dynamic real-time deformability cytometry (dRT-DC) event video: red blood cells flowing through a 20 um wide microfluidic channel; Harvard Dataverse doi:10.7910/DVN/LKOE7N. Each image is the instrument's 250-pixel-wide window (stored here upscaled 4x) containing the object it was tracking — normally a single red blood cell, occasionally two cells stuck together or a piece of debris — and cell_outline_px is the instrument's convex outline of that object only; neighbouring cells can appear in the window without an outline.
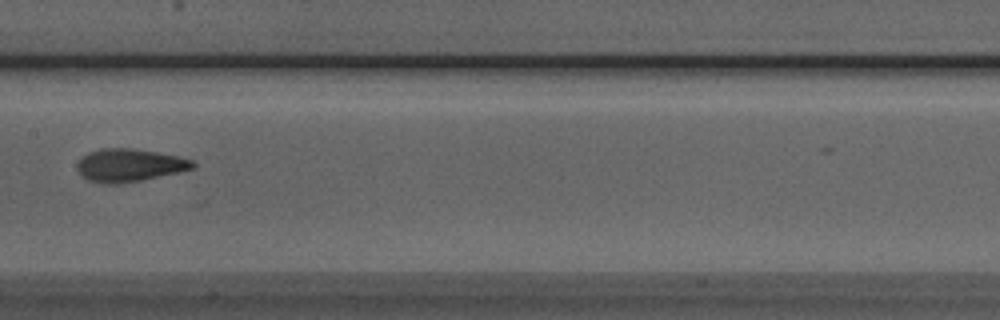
{"species": "Egyptian fruit bat (a non-hibernating species)", "species_latin": "Rousettus aegyptiacus", "temperature_condition": "room temperature", "stored_images_in_passage": 8, "camera_frame_rate_fps": 3000, "um_per_image_px": 0.085, "animal": {"sex": "male"}, "frame": {"image": 1, "passage_image": 7, "time_ms": 7.667, "image_size_px": [1000, 320], "cell_outline_px": [[196, 168], [180, 172], [120, 184], [104, 184], [88, 180], [76, 168], [76, 164], [88, 152], [100, 148], [132, 148], [180, 156], [192, 160], [196, 164]], "centroid_in_image_um": [11.02, 14.04], "position_along_channel_um": 196.4, "area_um2": 22.2}}